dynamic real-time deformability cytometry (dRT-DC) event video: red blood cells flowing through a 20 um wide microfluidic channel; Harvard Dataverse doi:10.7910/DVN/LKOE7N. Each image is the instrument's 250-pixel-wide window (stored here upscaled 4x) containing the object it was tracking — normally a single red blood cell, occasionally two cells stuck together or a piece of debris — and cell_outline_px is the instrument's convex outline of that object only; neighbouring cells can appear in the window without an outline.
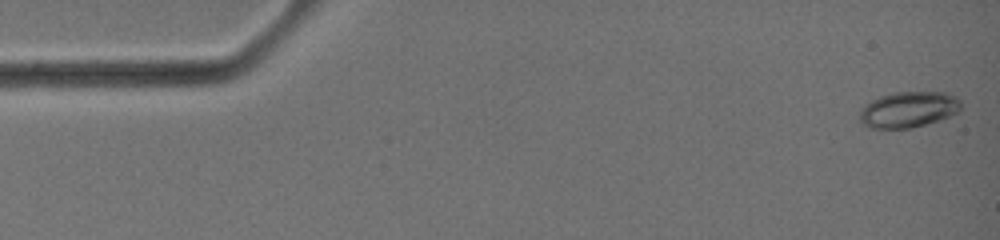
{"species": "common noctule bat (a hibernating species)", "species_latin": "Nyctalus noctula", "temperature_condition": "warm", "stored_images_in_passage": 41, "camera_frame_rate_fps": 3000, "um_per_image_px": 0.085, "animal": {"sex": "female", "body_mass_g": 19.0, "forearm_length_mm": 51.5}, "frame": {"image": 1, "passage_image": 1, "time_ms": 0.0, "image_size_px": [1000, 240], "cell_outline_px": [[960, 108], [956, 112], [940, 120], [912, 128], [868, 128], [860, 120], [860, 108], [864, 104], [880, 96], [892, 92], [944, 92], [956, 96], [960, 100]], "centroid_in_image_um": [77.19, 9.3], "position_along_channel_um": 7.8, "area_um2": 21.21}}
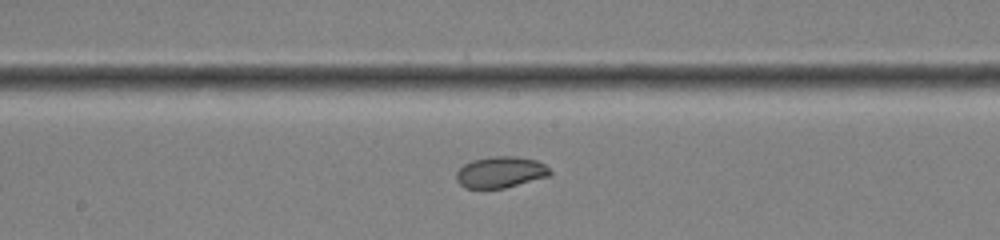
{"frame": {"image": 2, "passage_image": 22, "time_ms": 7.0, "image_size_px": [1000, 240], "cell_outline_px": [[552, 176], [504, 188], [464, 188], [456, 180], [456, 172], [464, 164], [472, 160], [492, 156], [516, 156], [536, 160], [544, 164], [552, 172]], "centroid_in_image_um": [42.56, 14.63], "position_along_channel_um": 205.6, "area_um2": 17.22}}
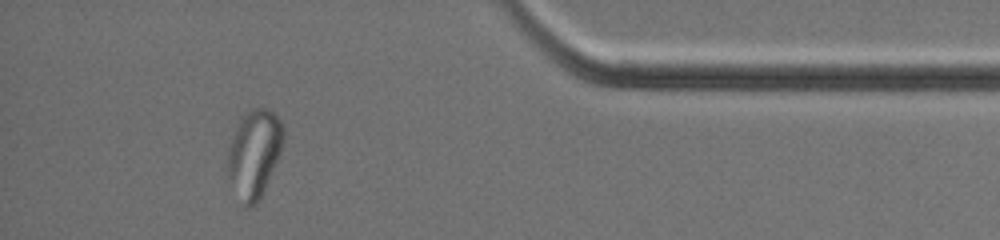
{"frame": {"image": 3, "passage_image": 37, "time_ms": 12.0, "image_size_px": [1000, 240], "cell_outline_px": [[284, 140], [280, 152], [264, 188], [256, 204], [252, 208], [248, 208], [244, 204], [228, 180], [228, 148], [240, 116], [248, 108], [268, 108], [280, 120], [284, 128]], "centroid_in_image_um": [21.59, 13.0], "position_along_channel_um": 413.6, "area_um2": 28.32}, "authors_computed_cell_mechanics": {"area_um2": 19.941, "velocity_mm_per_s": 4.6759, "shape_relaxation_time_tau1_ms": null, "shape_relaxation_time_tau2_ms": 0.8442, "deformation_change_tau1": null, "deformation_change_tau2": 0.0272}}